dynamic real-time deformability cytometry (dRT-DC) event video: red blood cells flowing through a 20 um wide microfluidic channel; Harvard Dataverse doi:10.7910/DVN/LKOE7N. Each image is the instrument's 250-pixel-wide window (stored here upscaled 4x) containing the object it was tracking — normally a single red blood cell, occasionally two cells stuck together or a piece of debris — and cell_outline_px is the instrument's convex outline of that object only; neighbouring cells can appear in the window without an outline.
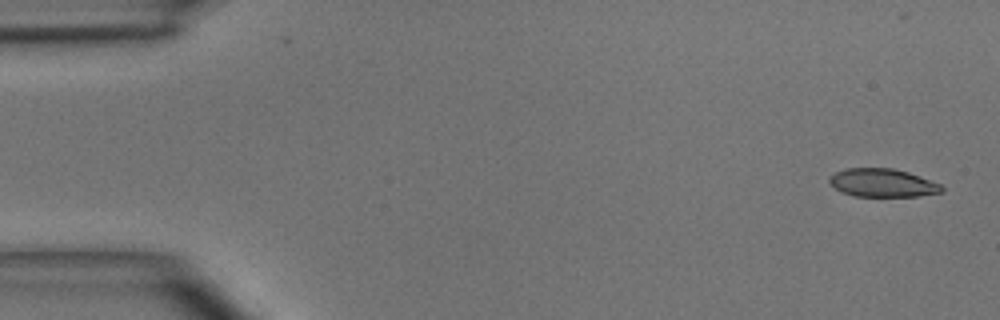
{"species": "common noctule bat (a hibernating species)", "species_latin": "Nyctalus noctula", "temperature_condition": "room temperature", "stored_images_in_passage": 4, "camera_frame_rate_fps": 3000, "um_per_image_px": 0.085, "animal": {"sex": "male", "body_mass_g": 15.6}, "frame": {"image": 1, "passage_image": 1, "time_ms": 0.0, "image_size_px": [1000, 320], "cell_outline_px": [[944, 192], [916, 196], [852, 196], [840, 192], [828, 180], [836, 172], [848, 168], [892, 168], [908, 172], [920, 176], [940, 184], [944, 188]], "centroid_in_image_um": [75.04, 15.55], "position_along_channel_um": 10.0, "area_um2": 18.38}}
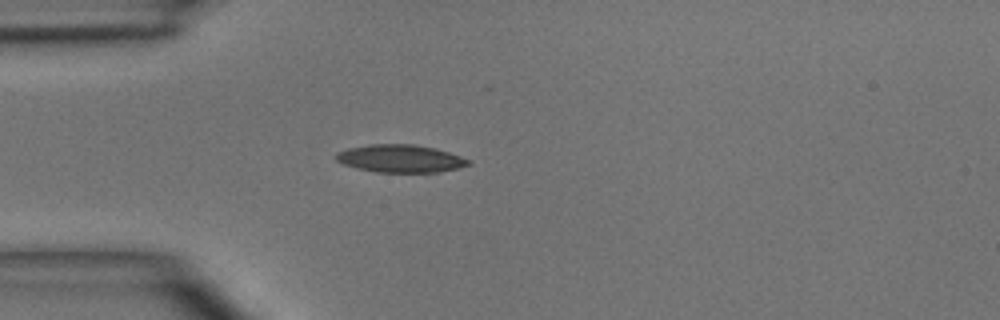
{"frame": {"image": 2, "passage_image": 4, "time_ms": 3.667, "image_size_px": [1000, 320], "cell_outline_px": [[472, 164], [440, 172], [376, 172], [356, 168], [344, 164], [336, 160], [336, 152], [348, 148], [368, 144], [412, 144], [436, 148], [472, 160]], "centroid_in_image_um": [34.04, 13.47], "position_along_channel_um": 51.0, "area_um2": 21.44}}